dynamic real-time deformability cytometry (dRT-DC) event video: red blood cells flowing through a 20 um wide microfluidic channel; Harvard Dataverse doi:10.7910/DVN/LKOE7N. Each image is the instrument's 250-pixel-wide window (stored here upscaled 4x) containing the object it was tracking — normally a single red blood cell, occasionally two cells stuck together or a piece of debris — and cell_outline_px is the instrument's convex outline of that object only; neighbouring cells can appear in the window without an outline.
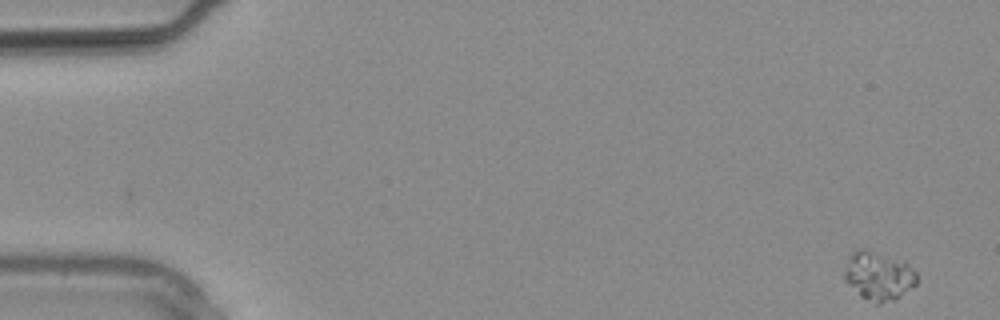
{"species": "common noctule bat (a hibernating species)", "species_latin": "Nyctalus noctula", "temperature_condition": "warm", "stored_images_in_passage": 4, "camera_frame_rate_fps": 3000, "um_per_image_px": 0.085, "animal": {"sex": "male", "body_mass_g": 20.4}, "frame": {"image": 1, "passage_image": 4, "time_ms": 1.0, "image_size_px": [1000, 320], "cell_outline_px": [[916, 284], [892, 300], [880, 304], [876, 304], [860, 296], [844, 280], [844, 272], [852, 252], [860, 248], [864, 248], [904, 260], [916, 272]], "centroid_in_image_um": [74.66, 23.43], "position_along_channel_um": 10.3, "area_um2": 20.35}}